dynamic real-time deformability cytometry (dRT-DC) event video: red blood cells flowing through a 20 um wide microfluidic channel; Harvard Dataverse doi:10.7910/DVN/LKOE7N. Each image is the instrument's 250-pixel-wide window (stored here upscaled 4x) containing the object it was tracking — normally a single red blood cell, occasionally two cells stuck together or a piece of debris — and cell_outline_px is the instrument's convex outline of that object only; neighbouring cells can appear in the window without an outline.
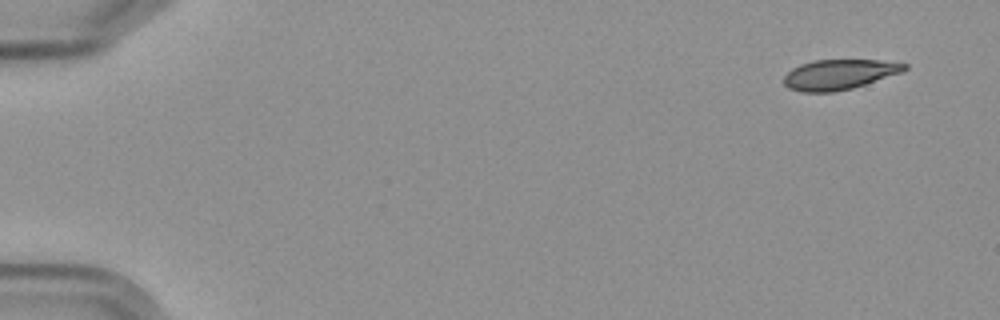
{"species": "Egyptian fruit bat (a non-hibernating species)", "species_latin": "Rousettus aegyptiacus", "temperature_condition": "cold", "stored_images_in_passage": 6, "camera_frame_rate_fps": 3000, "um_per_image_px": 0.085, "frame": {"image": 1, "passage_image": 1, "time_ms": 0.0, "image_size_px": [1000, 320], "cell_outline_px": [[908, 68], [904, 72], [852, 88], [832, 92], [800, 92], [788, 88], [784, 84], [784, 76], [792, 68], [800, 64], [812, 60], [880, 60], [908, 64]], "centroid_in_image_um": [71.33, 6.33], "position_along_channel_um": 13.7, "area_um2": 21.27}}
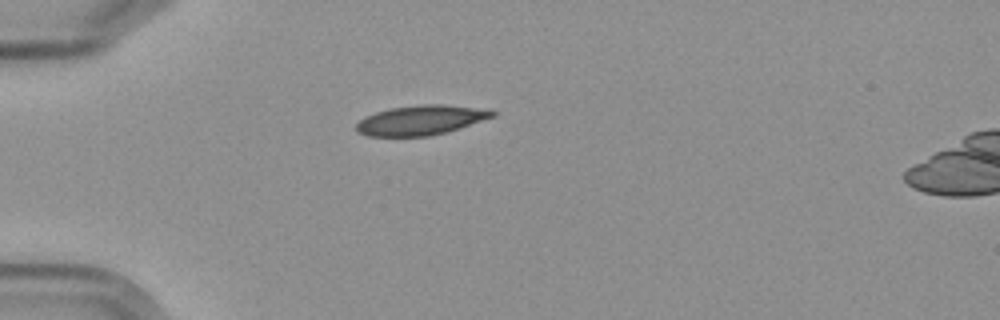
{"frame": {"image": 2, "passage_image": 5, "time_ms": 4.333, "image_size_px": [1000, 320], "cell_outline_px": [[496, 116], [460, 128], [428, 136], [368, 136], [356, 132], [356, 124], [364, 116], [388, 108], [420, 104], [440, 104], [488, 108], [496, 112]], "centroid_in_image_um": [35.79, 10.2], "position_along_channel_um": 49.2, "area_um2": 23.81}}